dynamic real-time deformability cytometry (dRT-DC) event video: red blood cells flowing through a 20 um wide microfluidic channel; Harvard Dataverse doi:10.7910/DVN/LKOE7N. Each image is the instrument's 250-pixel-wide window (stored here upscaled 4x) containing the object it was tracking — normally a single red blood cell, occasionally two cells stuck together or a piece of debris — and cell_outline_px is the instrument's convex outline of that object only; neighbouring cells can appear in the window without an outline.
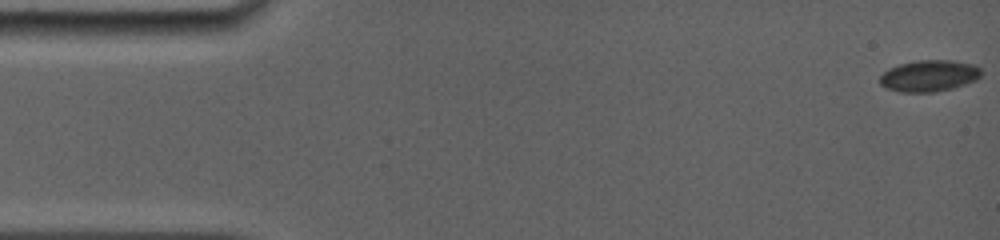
{"species": "common noctule bat (a hibernating species)", "species_latin": "Nyctalus noctula", "temperature_condition": "room temperature", "stored_images_in_passage": 25, "camera_frame_rate_fps": 5000, "um_per_image_px": 0.085, "animal": {"sex": "female", "body_mass_g": 19.0, "forearm_length_mm": 56.7}, "frame": {"image": 1, "passage_image": 1, "time_ms": 0.0, "image_size_px": [1000, 240], "cell_outline_px": [[984, 72], [976, 80], [952, 88], [936, 92], [900, 92], [888, 88], [880, 84], [880, 76], [888, 68], [900, 64], [916, 60], [952, 60], [972, 64], [980, 68]], "centroid_in_image_um": [78.99, 6.44], "position_along_channel_um": 6.0, "area_um2": 18.61}}
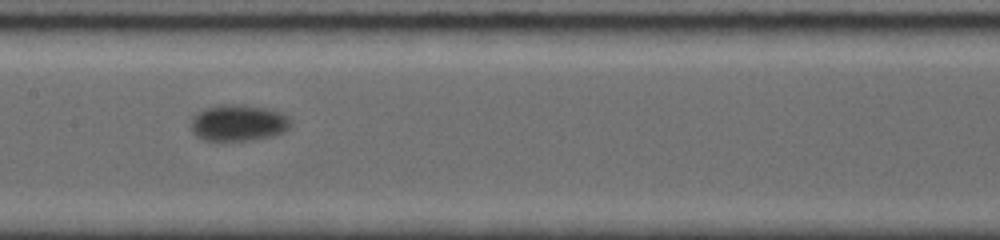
{"frame": {"image": 2, "passage_image": 13, "time_ms": 8.6, "image_size_px": [1000, 240], "cell_outline_px": [[292, 124], [284, 132], [272, 136], [248, 140], [200, 140], [192, 132], [192, 116], [204, 108], [224, 104], [244, 104], [268, 108], [280, 112], [288, 116], [292, 120]], "centroid_in_image_um": [20.27, 10.43], "position_along_channel_um": 187.1, "area_um2": 21.39}}
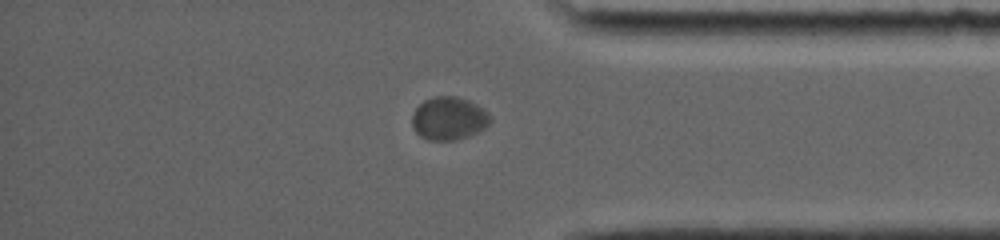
{"frame": {"image": 3, "passage_image": 21, "time_ms": 14.4, "image_size_px": [1000, 240], "cell_outline_px": [[492, 120], [480, 132], [456, 140], [428, 140], [420, 136], [412, 128], [412, 116], [416, 108], [424, 100], [432, 96], [456, 96], [468, 100], [484, 108], [492, 116]], "centroid_in_image_um": [38.17, 10.06], "position_along_channel_um": 397.0, "area_um2": 19.88}, "authors_computed_cell_mechanics": {"area_um2": 19.1896, "velocity_mm_per_s": 3.6612, "shape_relaxation_time_tau1_ms": 2.925, "shape_relaxation_time_tau2_ms": null, "deformation_change_tau1": 0.0435, "deformation_change_tau2": null}}